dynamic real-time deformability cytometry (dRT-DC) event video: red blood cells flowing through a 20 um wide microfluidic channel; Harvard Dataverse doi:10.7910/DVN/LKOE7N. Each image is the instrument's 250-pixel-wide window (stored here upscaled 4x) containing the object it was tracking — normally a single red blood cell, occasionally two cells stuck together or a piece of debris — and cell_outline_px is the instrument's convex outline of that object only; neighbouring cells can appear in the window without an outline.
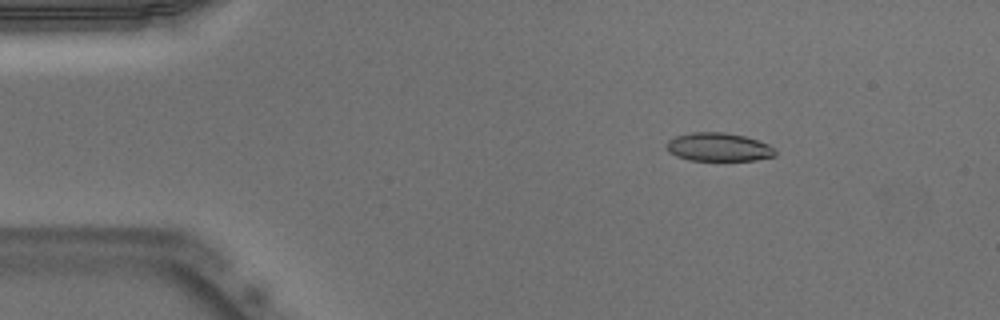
{"species": "Egyptian fruit bat (a non-hibernating species)", "species_latin": "Rousettus aegyptiacus", "temperature_condition": "warm", "stored_images_in_passage": 51, "camera_frame_rate_fps": 3000, "um_per_image_px": 0.085, "animal": {"sex": "male"}, "frame": {"image": 1, "passage_image": 8, "time_ms": 2.333, "image_size_px": [1000, 320], "cell_outline_px": [[776, 156], [756, 160], [688, 160], [676, 156], [668, 152], [668, 140], [676, 136], [692, 132], [724, 132], [744, 136], [768, 144], [776, 152]], "centroid_in_image_um": [61.07, 12.5], "position_along_channel_um": 23.9, "area_um2": 17.86}}
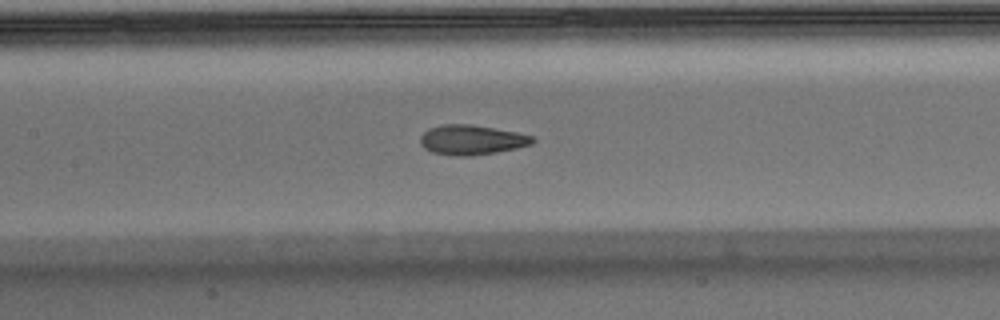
{"frame": {"image": 2, "passage_image": 24, "time_ms": 7.667, "image_size_px": [1000, 320], "cell_outline_px": [[536, 140], [532, 144], [516, 148], [496, 152], [472, 156], [460, 156], [432, 152], [424, 148], [420, 144], [420, 136], [428, 128], [444, 124], [472, 124], [516, 132], [532, 136]], "centroid_in_image_um": [40.07, 11.88], "position_along_channel_um": 167.3, "area_um2": 19.48}}
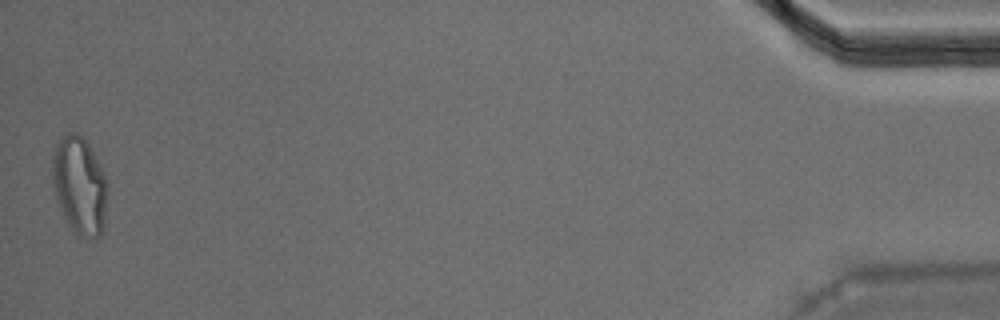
{"frame": {"image": 3, "passage_image": 51, "time_ms": 16.667, "image_size_px": [1000, 320], "cell_outline_px": [[108, 192], [104, 228], [100, 236], [80, 236], [68, 224], [64, 216], [56, 196], [52, 184], [52, 152], [60, 136], [68, 132], [76, 132], [84, 136], [100, 164], [108, 184]], "centroid_in_image_um": [6.77, 15.7], "position_along_channel_um": 428.4, "area_um2": 31.73}, "authors_computed_cell_mechanics": {"area_um2": 19.1896, "velocity_mm_per_s": 3.9393, "shape_relaxation_time_tau1_ms": null, "shape_relaxation_time_tau2_ms": 1.2375, "deformation_change_tau1": null, "deformation_change_tau2": 0.0856}}